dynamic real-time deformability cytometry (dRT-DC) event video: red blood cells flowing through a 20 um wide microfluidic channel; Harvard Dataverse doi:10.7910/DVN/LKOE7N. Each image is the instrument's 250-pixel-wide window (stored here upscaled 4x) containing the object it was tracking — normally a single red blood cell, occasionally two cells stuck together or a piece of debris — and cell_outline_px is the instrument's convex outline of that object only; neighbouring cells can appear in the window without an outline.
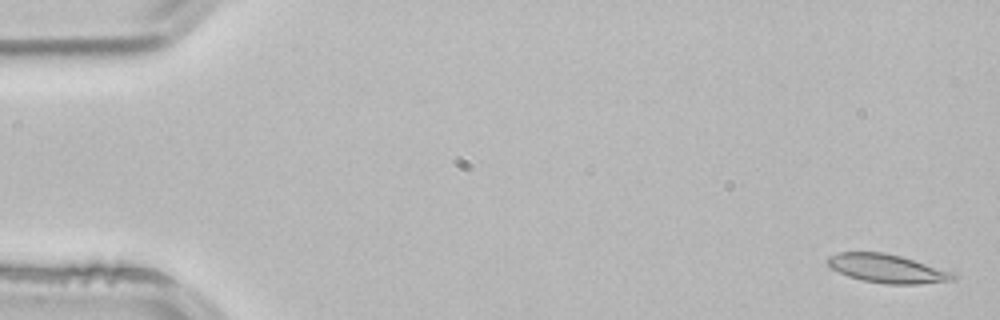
{"species": "common noctule bat (a hibernating species)", "species_latin": "Nyctalus noctula", "temperature_condition": "room temperature", "stored_images_in_passage": 4, "camera_frame_rate_fps": 3000, "um_per_image_px": 0.085, "animal": {"sex": "male", "body_mass_g": 21.5, "forearm_length_mm": 52.0}, "frame": {"image": 1, "passage_image": 1, "time_ms": 0.0, "image_size_px": [1000, 320], "cell_outline_px": [[956, 280], [920, 284], [888, 284], [864, 280], [848, 276], [832, 268], [824, 260], [828, 256], [836, 252], [884, 252], [900, 256], [956, 272]], "centroid_in_image_um": [75.44, 22.82], "position_along_channel_um": 9.6, "area_um2": 21.04}}
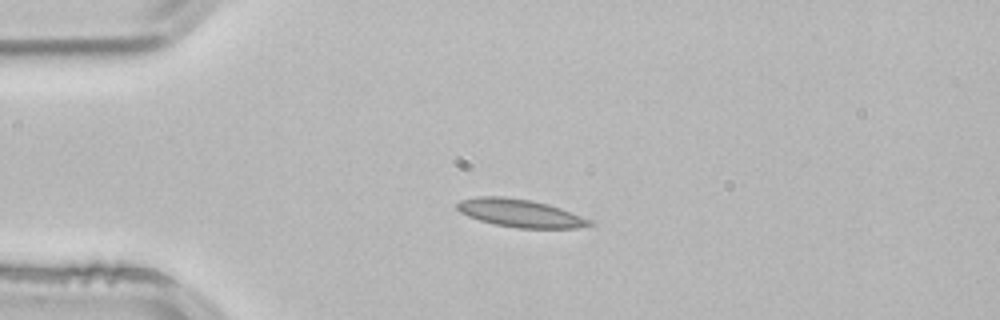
{"frame": {"image": 2, "passage_image": 3, "time_ms": 0.667, "image_size_px": [1000, 320], "cell_outline_px": [[592, 224], [576, 228], [516, 228], [496, 224], [480, 220], [468, 216], [460, 212], [456, 208], [456, 204], [460, 200], [476, 196], [500, 196], [532, 200], [548, 204], [560, 208], [592, 220]], "centroid_in_image_um": [44.18, 18.11], "position_along_channel_um": 40.8, "area_um2": 21.44}}
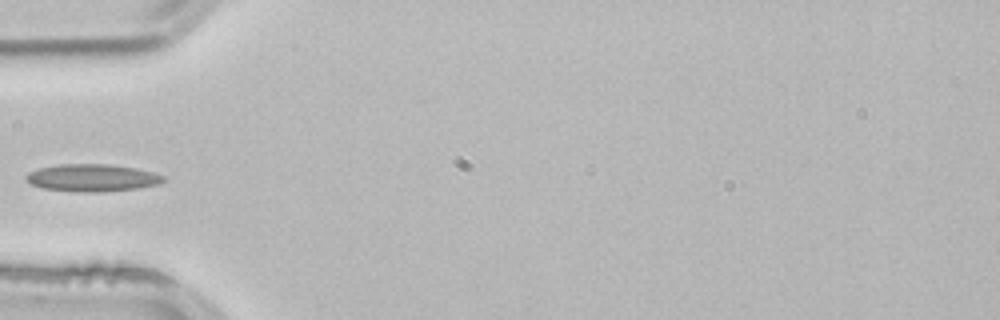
{"frame": {"image": 3, "passage_image": 4, "time_ms": 1.0, "image_size_px": [1000, 320], "cell_outline_px": [[168, 180], [160, 184], [136, 188], [100, 192], [76, 192], [44, 188], [32, 184], [24, 176], [28, 172], [40, 168], [60, 164], [108, 164], [136, 168], [152, 172], [164, 176]], "centroid_in_image_um": [7.87, 15.11], "position_along_channel_um": 77.1, "area_um2": 21.85}}